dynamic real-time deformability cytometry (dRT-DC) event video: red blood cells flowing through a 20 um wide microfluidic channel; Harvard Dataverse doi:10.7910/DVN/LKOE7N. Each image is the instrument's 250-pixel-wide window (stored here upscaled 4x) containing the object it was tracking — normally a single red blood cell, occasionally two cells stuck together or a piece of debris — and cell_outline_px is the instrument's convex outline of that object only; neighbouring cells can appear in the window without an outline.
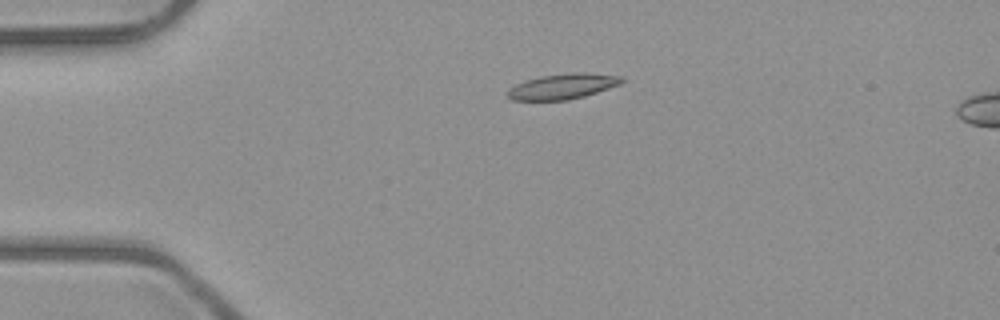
{"species": "common noctule bat (a hibernating species)", "species_latin": "Nyctalus noctula", "temperature_condition": "room temperature", "stored_images_in_passage": 4, "camera_frame_rate_fps": 3000, "um_per_image_px": 0.085, "animal": {"sex": "male", "body_mass_g": 23.1, "forearm_length_mm": 52.7}, "frame": {"image": 1, "passage_image": 1, "time_ms": 0.0, "image_size_px": [1000, 320], "cell_outline_px": [[624, 80], [620, 84], [584, 96], [568, 100], [512, 100], [508, 96], [508, 88], [524, 80], [540, 76], [572, 72], [584, 72], [624, 76]], "centroid_in_image_um": [47.83, 7.33], "position_along_channel_um": 37.2, "area_um2": 16.94}}
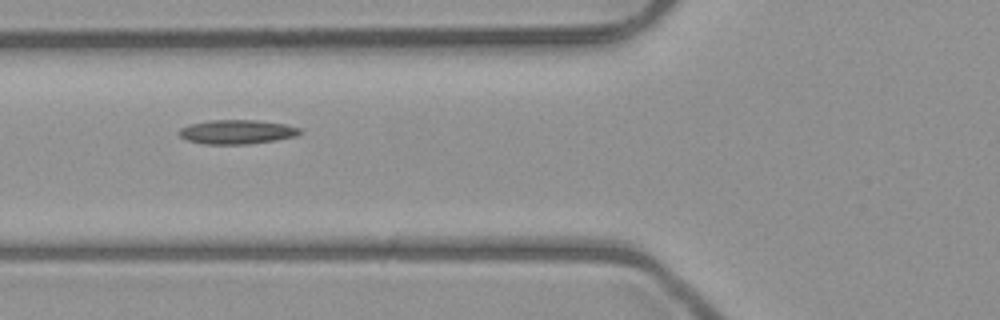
{"frame": {"image": 2, "passage_image": 4, "time_ms": 2.667, "image_size_px": [1000, 320], "cell_outline_px": [[304, 132], [296, 136], [276, 140], [248, 144], [204, 144], [188, 140], [180, 136], [180, 128], [188, 124], [208, 120], [256, 120], [284, 124], [300, 128]], "centroid_in_image_um": [20.16, 11.21], "position_along_channel_um": 105.6, "area_um2": 17.05}}